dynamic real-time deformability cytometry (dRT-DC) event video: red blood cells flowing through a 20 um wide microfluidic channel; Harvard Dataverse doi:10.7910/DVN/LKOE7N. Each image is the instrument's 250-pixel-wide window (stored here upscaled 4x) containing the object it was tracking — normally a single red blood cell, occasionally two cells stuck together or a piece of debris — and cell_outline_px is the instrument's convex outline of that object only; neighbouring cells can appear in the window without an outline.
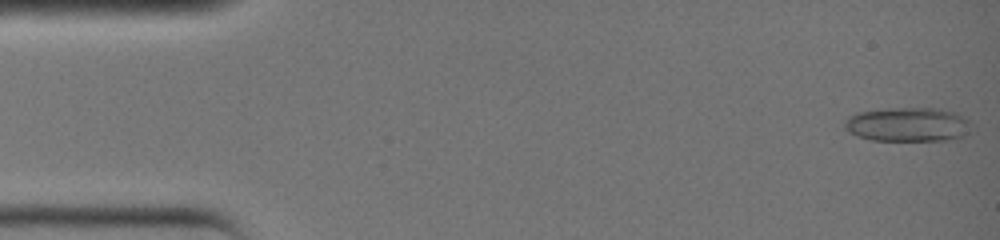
{"species": "common noctule bat (a hibernating species)", "species_latin": "Nyctalus noctula", "temperature_condition": "warm", "stored_images_in_passage": 2, "camera_frame_rate_fps": 3000, "um_per_image_px": 0.085, "animal": {"sex": "female", "body_mass_g": 19.0, "forearm_length_mm": 51.5}, "frame": {"image": 1, "passage_image": 1, "time_ms": 0.0, "image_size_px": [1000, 240], "cell_outline_px": [[964, 120], [960, 136], [948, 140], [872, 140], [860, 136], [852, 132], [848, 128], [848, 120], [852, 116], [860, 112], [948, 112]], "centroid_in_image_um": [77.03, 10.69], "position_along_channel_um": 8.0, "area_um2": 21.39}}